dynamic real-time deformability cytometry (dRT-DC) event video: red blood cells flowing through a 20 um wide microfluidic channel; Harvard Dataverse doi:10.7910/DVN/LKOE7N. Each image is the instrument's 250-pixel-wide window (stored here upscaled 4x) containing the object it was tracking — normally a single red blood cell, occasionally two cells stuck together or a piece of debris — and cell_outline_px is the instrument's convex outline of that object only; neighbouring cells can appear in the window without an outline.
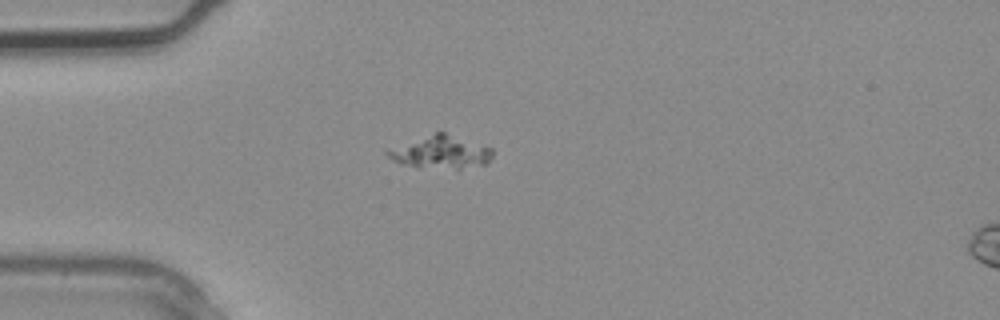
{"species": "common noctule bat (a hibernating species)", "species_latin": "Nyctalus noctula", "temperature_condition": "warm", "stored_images_in_passage": 3, "camera_frame_rate_fps": 3000, "um_per_image_px": 0.085, "animal": {"sex": "male", "body_mass_g": 20.4}, "frame": {"image": 1, "passage_image": 2, "time_ms": 0.333, "image_size_px": [1000, 320], "cell_outline_px": [[492, 156], [484, 164], [460, 168], [456, 168], [400, 164], [388, 156], [384, 152], [436, 132], [444, 132], [492, 148]], "centroid_in_image_um": [37.52, 12.92], "position_along_channel_um": 47.5, "area_um2": 18.84}}